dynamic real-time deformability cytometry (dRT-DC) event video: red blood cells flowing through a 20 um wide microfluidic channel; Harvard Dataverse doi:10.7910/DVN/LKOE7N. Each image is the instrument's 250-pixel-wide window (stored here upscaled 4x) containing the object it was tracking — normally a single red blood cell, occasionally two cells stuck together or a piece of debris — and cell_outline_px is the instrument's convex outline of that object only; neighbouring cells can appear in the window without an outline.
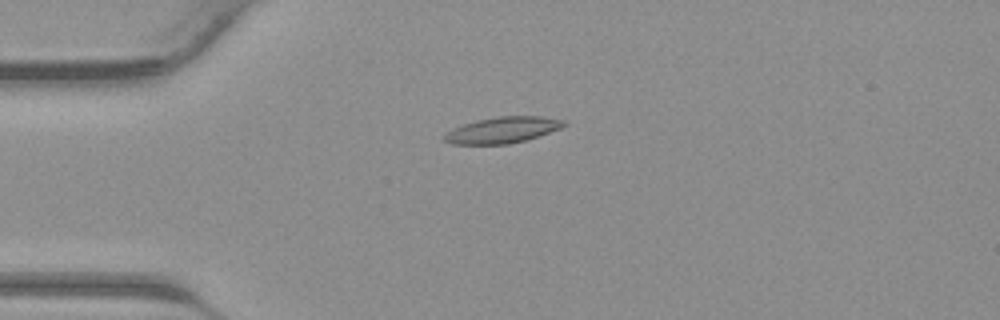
{"species": "common noctule bat (a hibernating species)", "species_latin": "Nyctalus noctula", "temperature_condition": "warm", "stored_images_in_passage": 42, "camera_frame_rate_fps": 3000, "um_per_image_px": 0.085, "animal": {"sex": "male", "body_mass_g": 23.1, "forearm_length_mm": 52.7}, "frame": {"image": 1, "passage_image": 11, "time_ms": 3.333, "image_size_px": [1000, 320], "cell_outline_px": [[568, 124], [560, 128], [524, 140], [508, 144], [452, 144], [444, 140], [444, 136], [448, 132], [464, 124], [476, 120], [496, 116], [540, 116], [564, 120]], "centroid_in_image_um": [42.73, 11.04], "position_along_channel_um": 42.3, "area_um2": 17.86}}
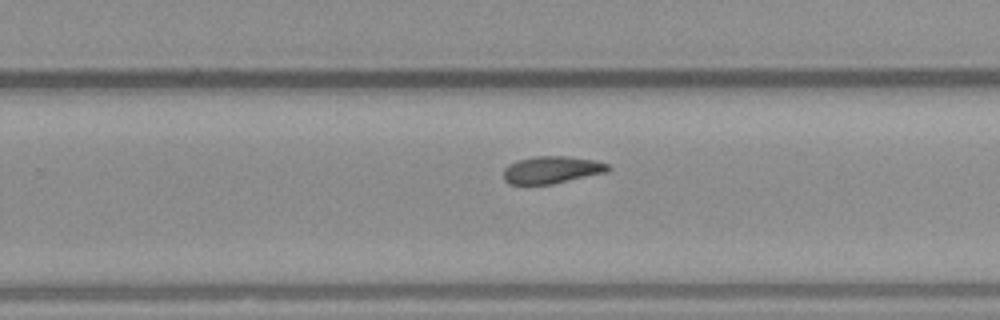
{"frame": {"image": 2, "passage_image": 27, "time_ms": 8.667, "image_size_px": [1000, 320], "cell_outline_px": [[612, 168], [608, 172], [552, 184], [508, 184], [504, 180], [504, 168], [508, 164], [516, 160], [536, 156], [568, 156], [592, 160], [608, 164]], "centroid_in_image_um": [46.89, 14.43], "position_along_channel_um": 282.9, "area_um2": 16.7}}
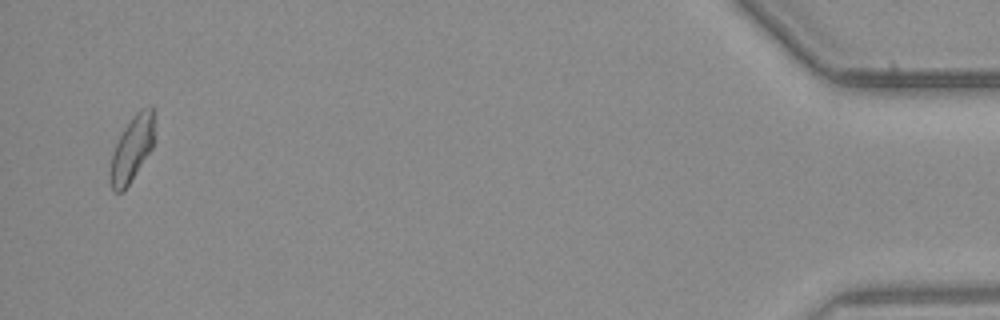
{"frame": {"image": 3, "passage_image": 41, "time_ms": 13.333, "image_size_px": [1000, 320], "cell_outline_px": [[152, 148], [124, 192], [116, 192], [112, 188], [108, 180], [108, 172], [112, 152], [124, 128], [136, 112], [140, 108], [152, 104]], "centroid_in_image_um": [11.15, 12.71], "position_along_channel_um": 424.0, "area_um2": 16.7}}